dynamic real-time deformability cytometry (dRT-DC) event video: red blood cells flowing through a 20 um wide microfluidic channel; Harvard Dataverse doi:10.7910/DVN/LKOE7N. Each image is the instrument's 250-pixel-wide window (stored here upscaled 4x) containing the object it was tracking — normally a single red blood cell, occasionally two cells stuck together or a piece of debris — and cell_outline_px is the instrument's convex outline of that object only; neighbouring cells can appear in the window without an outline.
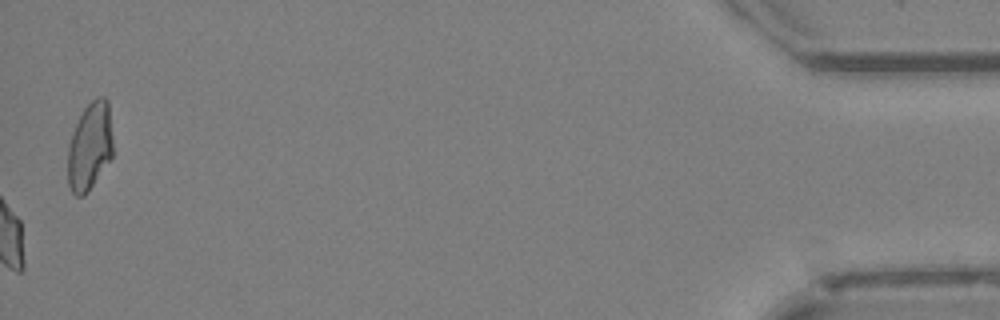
{"species": "Egyptian fruit bat (a non-hibernating species)", "species_latin": "Rousettus aegyptiacus", "temperature_condition": "cold", "stored_images_in_passage": 50, "camera_frame_rate_fps": 3000, "um_per_image_px": 0.085, "animal": {"sex": "female"}, "frame": {"image": 1, "passage_image": 50, "time_ms": 16.333, "image_size_px": [1000, 320], "cell_outline_px": [[112, 156], [88, 192], [84, 196], [76, 196], [72, 192], [68, 184], [68, 148], [72, 132], [84, 108], [96, 96], [104, 96], [108, 100], [112, 136]], "centroid_in_image_um": [7.63, 12.43], "position_along_channel_um": 427.6, "area_um2": 23.06}, "authors_computed_cell_mechanics": {"area_um2": 21.6461, "velocity_mm_per_s": 4.1554, "shape_relaxation_time_tau1_ms": 4.7313, "shape_relaxation_time_tau2_ms": 2.0446, "deformation_change_tau1": 0.1265, "deformation_change_tau2": 0.0726}}